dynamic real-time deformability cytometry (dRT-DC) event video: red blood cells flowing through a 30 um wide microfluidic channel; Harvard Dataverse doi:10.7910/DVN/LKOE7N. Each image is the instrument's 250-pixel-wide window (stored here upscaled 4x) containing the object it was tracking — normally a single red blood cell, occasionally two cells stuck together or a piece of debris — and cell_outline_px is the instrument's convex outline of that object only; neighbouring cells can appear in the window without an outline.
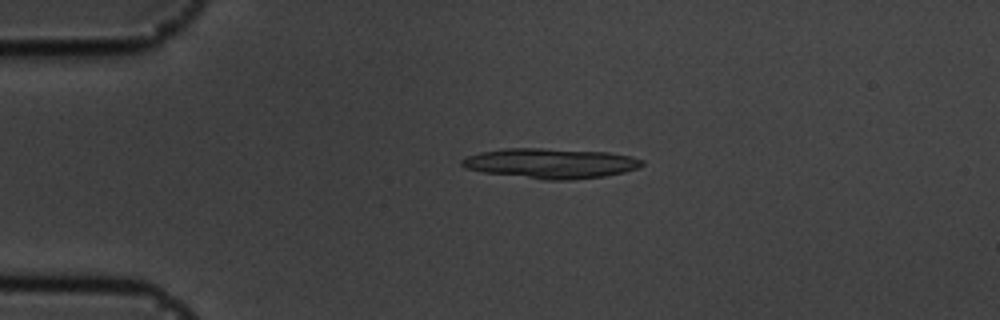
{"species": "common noctule bat (a hibernating species)", "species_latin": "Nyctalus noctula", "temperature_condition": "cold", "stored_images_in_passage": 17, "camera_frame_rate_fps": 3000, "um_per_image_px": 0.085, "animal": {"sex": "male", "body_mass_g": 19.5, "forearm_length_mm": 54.6}, "frame": {"image": 1, "passage_image": 3, "time_ms": 0.667, "image_size_px": [1000, 320], "cell_outline_px": [[644, 164], [636, 168], [624, 172], [604, 176], [572, 180], [544, 180], [484, 172], [464, 168], [460, 164], [460, 160], [468, 156], [480, 152], [504, 148], [540, 148], [612, 152], [632, 156], [644, 160]], "centroid_in_image_um": [46.81, 13.88], "position_along_channel_um": 38.2, "area_um2": 31.73}}